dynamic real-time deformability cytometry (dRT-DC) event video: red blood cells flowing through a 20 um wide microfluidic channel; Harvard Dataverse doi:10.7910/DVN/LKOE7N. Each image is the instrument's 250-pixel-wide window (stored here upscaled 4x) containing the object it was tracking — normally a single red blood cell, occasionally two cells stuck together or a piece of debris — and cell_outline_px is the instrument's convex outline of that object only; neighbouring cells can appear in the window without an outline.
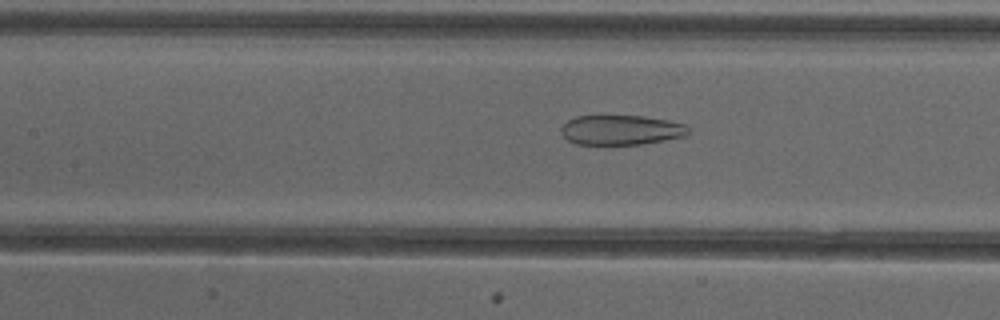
{"species": "common noctule bat (a hibernating species)", "species_latin": "Nyctalus noctula", "temperature_condition": "cold", "stored_images_in_passage": 51, "camera_frame_rate_fps": 3000, "um_per_image_px": 0.085, "animal": {"sex": "female"}, "frame": {"image": 1, "passage_image": 23, "time_ms": 7.333, "image_size_px": [1000, 320], "cell_outline_px": [[688, 132], [684, 136], [664, 140], [640, 144], [576, 144], [568, 140], [560, 132], [560, 128], [568, 120], [576, 116], [644, 116], [668, 120], [684, 124], [688, 128]], "centroid_in_image_um": [52.76, 11.04], "position_along_channel_um": 154.6, "area_um2": 21.91}}
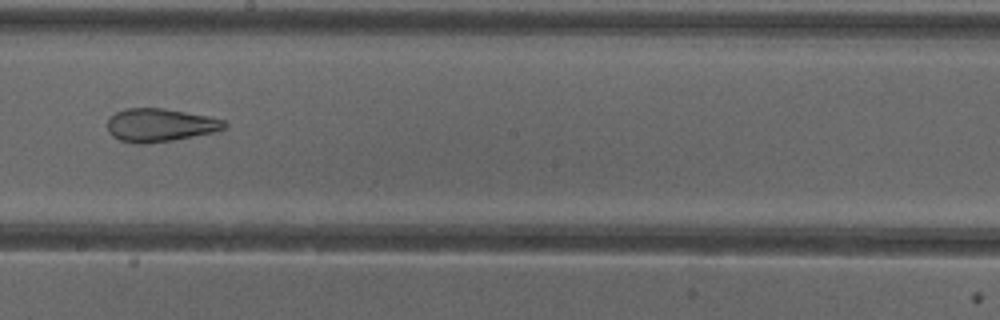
{"frame": {"image": 2, "passage_image": 29, "time_ms": 9.333, "image_size_px": [1000, 320], "cell_outline_px": [[228, 128], [212, 132], [172, 140], [144, 144], [136, 144], [120, 140], [112, 136], [108, 132], [108, 116], [116, 112], [128, 108], [164, 108], [208, 116], [224, 120], [228, 124]], "centroid_in_image_um": [13.59, 10.63], "position_along_channel_um": 234.6, "area_um2": 22.66}}
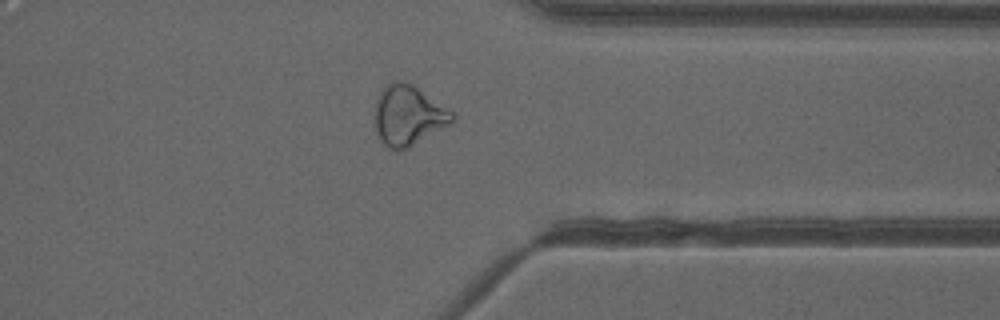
{"frame": {"image": 3, "passage_image": 40, "time_ms": 13.0, "image_size_px": [1000, 320], "cell_outline_px": [[456, 120], [452, 124], [408, 148], [396, 152], [388, 148], [380, 140], [376, 132], [372, 120], [376, 100], [380, 92], [392, 80], [400, 80], [412, 84], [452, 112], [456, 116]], "centroid_in_image_um": [34.67, 9.85], "position_along_channel_um": 376.7, "area_um2": 27.57}, "authors_computed_cell_mechanics": {"area_um2": 29.0734, "velocity_mm_per_s": 3.9938, "shape_relaxation_time_tau1_ms": null, "shape_relaxation_time_tau2_ms": 1.7432, "deformation_change_tau1": null, "deformation_change_tau2": 0.0988}}